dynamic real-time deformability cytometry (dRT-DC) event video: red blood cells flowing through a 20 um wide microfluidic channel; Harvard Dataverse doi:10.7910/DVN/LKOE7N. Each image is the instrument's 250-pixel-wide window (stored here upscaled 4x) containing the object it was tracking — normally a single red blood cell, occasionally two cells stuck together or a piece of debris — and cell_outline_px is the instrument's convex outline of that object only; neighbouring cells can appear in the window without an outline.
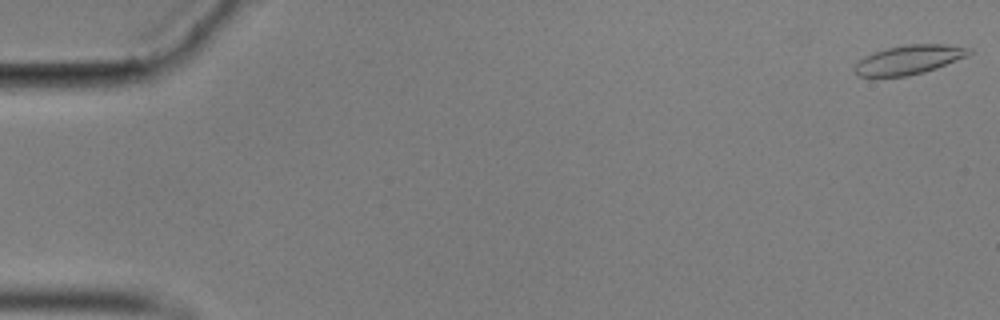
{"species": "common noctule bat (a hibernating species)", "species_latin": "Nyctalus noctula", "temperature_condition": "cold", "stored_images_in_passage": 58, "camera_frame_rate_fps": 3000, "um_per_image_px": 0.085, "animal": {"sex": "male", "body_mass_g": 17.9}, "frame": {"image": 1, "passage_image": 1, "time_ms": 0.0, "image_size_px": [1000, 320], "cell_outline_px": [[972, 52], [968, 56], [936, 68], [924, 72], [908, 76], [856, 76], [852, 68], [864, 56], [872, 52], [888, 48], [908, 44], [944, 44], [972, 48]], "centroid_in_image_um": [77.26, 5.07], "position_along_channel_um": 7.7, "area_um2": 19.48}}
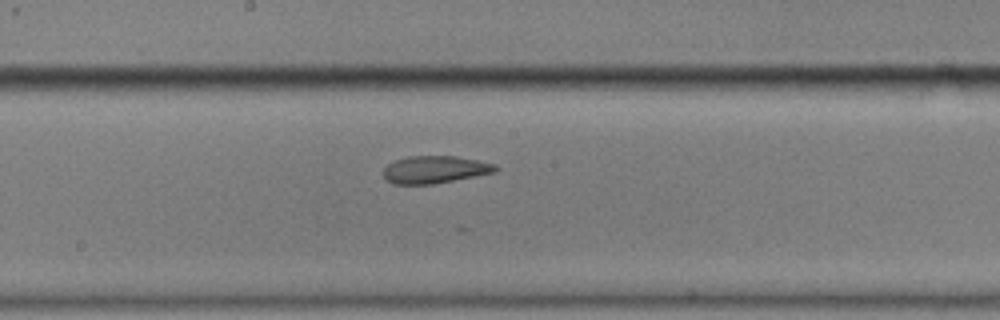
{"frame": {"image": 2, "passage_image": 31, "time_ms": 10.0, "image_size_px": [1000, 320], "cell_outline_px": [[496, 172], [432, 184], [392, 184], [384, 176], [384, 168], [388, 164], [396, 160], [408, 156], [456, 156], [496, 164]], "centroid_in_image_um": [36.95, 14.41], "position_along_channel_um": 211.3, "area_um2": 17.69}}
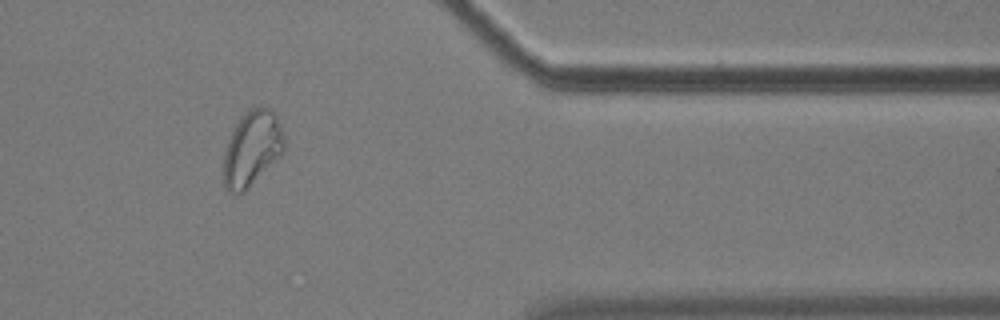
{"frame": {"image": 3, "passage_image": 48, "time_ms": 15.667, "image_size_px": [1000, 320], "cell_outline_px": [[284, 152], [244, 192], [228, 192], [224, 188], [224, 152], [228, 140], [240, 116], [248, 108], [272, 108], [280, 124], [284, 136]], "centroid_in_image_um": [21.42, 12.61], "position_along_channel_um": 390.0, "area_um2": 26.41}, "authors_computed_cell_mechanics": {"area_um2": 19.4208, "velocity_mm_per_s": 3.494, "shape_relaxation_time_tau1_ms": null, "shape_relaxation_time_tau2_ms": 2.3225, "deformation_change_tau1": null, "deformation_change_tau2": 0.069}}